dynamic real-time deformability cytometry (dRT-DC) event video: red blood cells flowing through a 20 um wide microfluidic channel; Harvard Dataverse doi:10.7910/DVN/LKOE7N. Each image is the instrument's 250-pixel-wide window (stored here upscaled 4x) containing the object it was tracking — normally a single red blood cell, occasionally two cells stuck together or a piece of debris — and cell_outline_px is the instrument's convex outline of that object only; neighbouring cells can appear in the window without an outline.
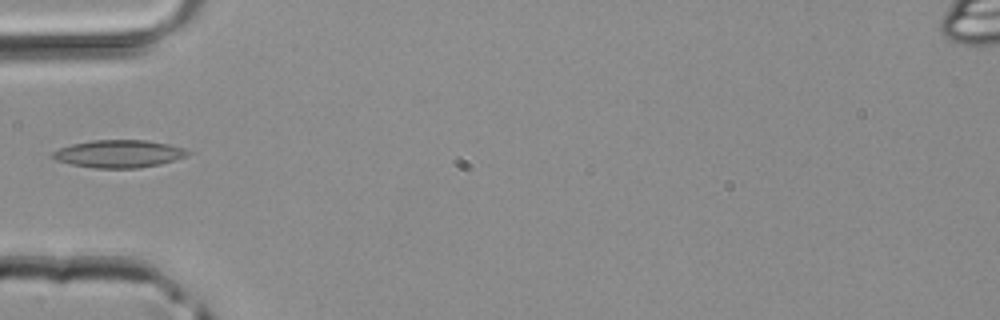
{"species": "common noctule bat (a hibernating species)", "species_latin": "Nyctalus noctula", "temperature_condition": "room temperature", "stored_images_in_passage": 3, "camera_frame_rate_fps": 3000, "um_per_image_px": 0.085, "animal": {"sex": "male", "body_mass_g": 20.4}, "frame": {"image": 1, "passage_image": 3, "time_ms": 0.667, "image_size_px": [1000, 320], "cell_outline_px": [[192, 152], [188, 156], [160, 164], [140, 168], [92, 168], [72, 164], [56, 160], [48, 156], [52, 152], [60, 148], [72, 144], [92, 140], [144, 140], [168, 144], [188, 148]], "centroid_in_image_um": [10.13, 13.07], "position_along_channel_um": 74.9, "area_um2": 21.96}}